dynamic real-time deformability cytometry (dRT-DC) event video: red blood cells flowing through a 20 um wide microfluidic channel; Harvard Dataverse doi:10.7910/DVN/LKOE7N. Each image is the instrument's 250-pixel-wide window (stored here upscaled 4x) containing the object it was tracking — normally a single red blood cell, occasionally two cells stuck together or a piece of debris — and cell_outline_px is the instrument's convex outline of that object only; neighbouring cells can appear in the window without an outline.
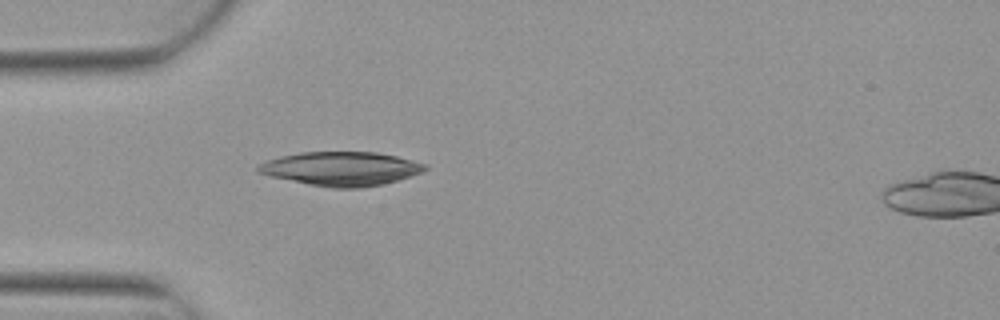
{"species": "Egyptian fruit bat (a non-hibernating species)", "species_latin": "Rousettus aegyptiacus", "temperature_condition": "warm", "stored_images_in_passage": 3, "camera_frame_rate_fps": 3000, "um_per_image_px": 0.085, "animal": {"sex": "female"}, "frame": {"image": 1, "passage_image": 3, "time_ms": 0.667, "image_size_px": [1000, 320], "cell_outline_px": [[428, 168], [424, 172], [396, 180], [380, 184], [360, 188], [332, 188], [308, 184], [272, 176], [256, 172], [256, 164], [280, 156], [300, 152], [376, 152], [396, 156], [428, 164]], "centroid_in_image_um": [28.99, 14.33], "position_along_channel_um": 56.0, "area_um2": 32.95}}